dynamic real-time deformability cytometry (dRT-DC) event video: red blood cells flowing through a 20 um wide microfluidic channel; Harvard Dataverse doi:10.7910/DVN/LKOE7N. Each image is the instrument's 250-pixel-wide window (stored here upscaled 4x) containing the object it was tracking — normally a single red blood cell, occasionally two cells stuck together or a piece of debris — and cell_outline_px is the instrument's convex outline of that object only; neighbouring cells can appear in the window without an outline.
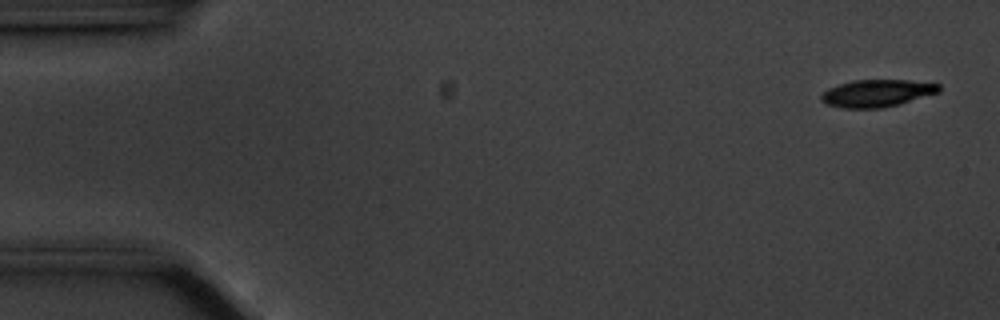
{"species": "common noctule bat (a hibernating species)", "species_latin": "Nyctalus noctula", "temperature_condition": "cold", "stored_images_in_passage": 56, "camera_frame_rate_fps": 3000, "um_per_image_px": 0.085, "animal": {"sex": "male", "body_mass_g": 20.1, "forearm_length_mm": 53.5}, "frame": {"image": 1, "passage_image": 2, "time_ms": 0.333, "image_size_px": [1000, 320], "cell_outline_px": [[940, 92], [900, 104], [884, 108], [844, 108], [828, 104], [820, 100], [820, 96], [828, 88], [852, 80], [908, 80], [940, 84]], "centroid_in_image_um": [74.56, 7.92], "position_along_channel_um": 10.4, "area_um2": 18.73}}
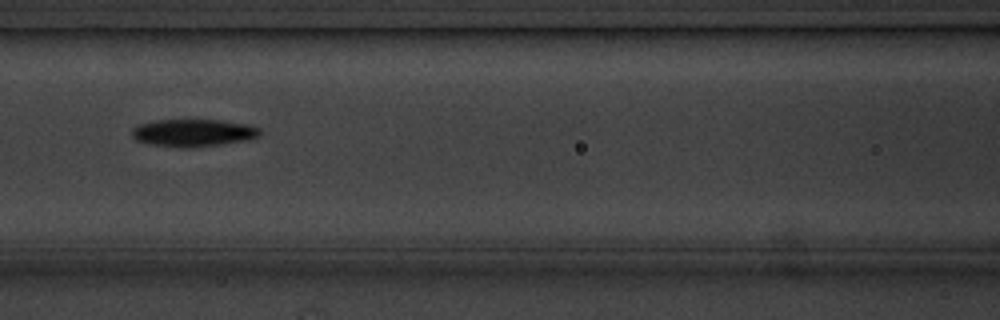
{"frame": {"image": 2, "passage_image": 24, "time_ms": 7.667, "image_size_px": [1000, 320], "cell_outline_px": [[260, 136], [248, 140], [220, 144], [188, 148], [184, 148], [152, 144], [136, 140], [132, 136], [132, 128], [136, 124], [156, 120], [220, 120], [248, 124], [260, 128]], "centroid_in_image_um": [16.43, 11.28], "position_along_channel_um": 150.2, "area_um2": 20.52}}
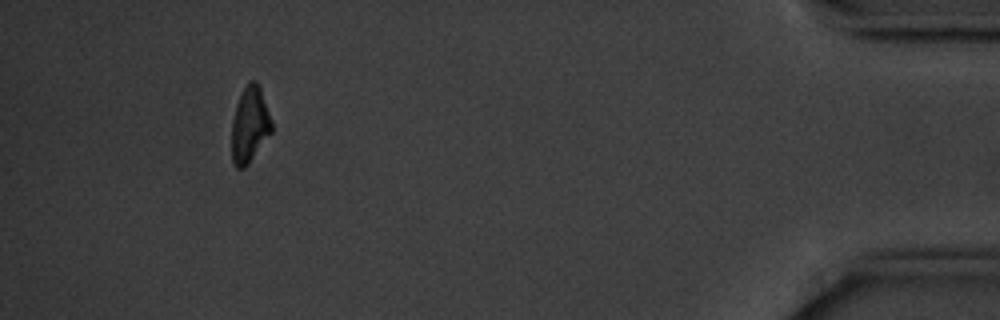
{"frame": {"image": 3, "passage_image": 52, "time_ms": 17.0, "image_size_px": [1000, 320], "cell_outline_px": [[272, 132], [248, 164], [244, 168], [236, 168], [232, 160], [232, 120], [236, 104], [248, 80], [256, 80], [260, 88], [272, 120]], "centroid_in_image_um": [21.23, 10.6], "position_along_channel_um": 414.0, "area_um2": 17.63}, "authors_computed_cell_mechanics": {"area_um2": 19.4208, "velocity_mm_per_s": 3.5266, "shape_relaxation_time_tau1_ms": 3.0215, "shape_relaxation_time_tau2_ms": null, "deformation_change_tau1": 0.1405, "deformation_change_tau2": null}}